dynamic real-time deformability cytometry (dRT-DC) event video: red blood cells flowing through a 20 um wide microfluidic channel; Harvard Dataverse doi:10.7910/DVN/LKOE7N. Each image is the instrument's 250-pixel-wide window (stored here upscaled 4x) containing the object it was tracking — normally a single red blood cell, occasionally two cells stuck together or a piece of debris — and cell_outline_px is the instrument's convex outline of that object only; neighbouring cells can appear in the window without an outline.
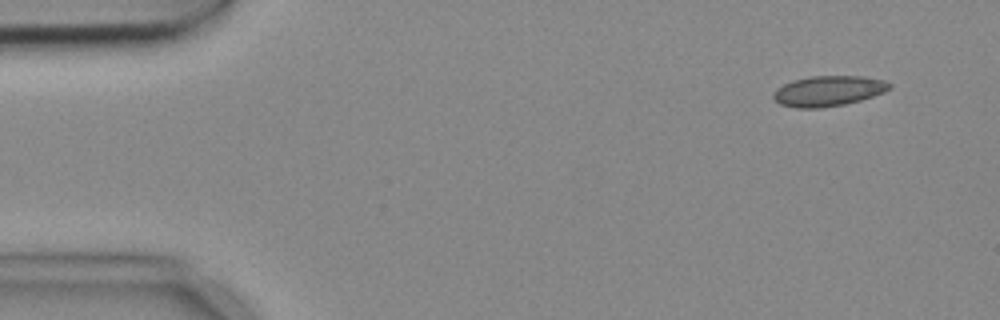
{"species": "common noctule bat (a hibernating species)", "species_latin": "Nyctalus noctula", "temperature_condition": "cold", "stored_images_in_passage": 4, "camera_frame_rate_fps": 3000, "um_per_image_px": 0.085, "animal": {"sex": "female", "body_mass_g": 18.4}, "frame": {"image": 1, "passage_image": 1, "time_ms": 0.0, "image_size_px": [1000, 320], "cell_outline_px": [[892, 88], [884, 92], [860, 100], [844, 104], [820, 108], [796, 108], [780, 104], [772, 96], [772, 92], [776, 88], [792, 80], [808, 76], [860, 76], [884, 80], [892, 84]], "centroid_in_image_um": [70.39, 7.73], "position_along_channel_um": 14.6, "area_um2": 20.63}}
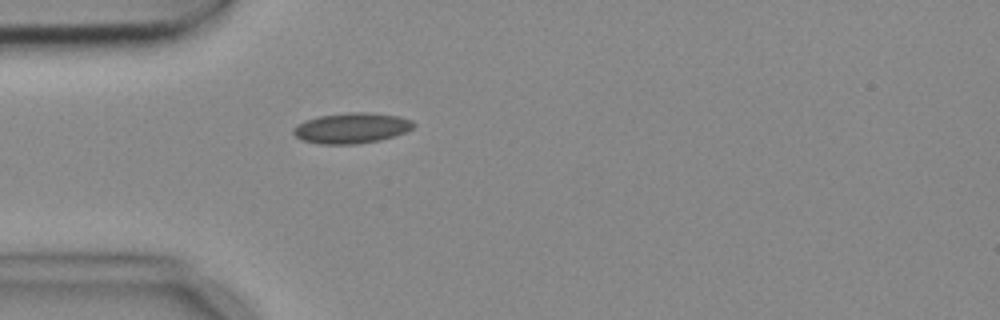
{"frame": {"image": 2, "passage_image": 4, "time_ms": 1.0, "image_size_px": [1000, 320], "cell_outline_px": [[416, 124], [412, 128], [404, 132], [380, 140], [356, 144], [320, 144], [304, 140], [296, 136], [292, 132], [292, 128], [304, 120], [320, 116], [348, 112], [368, 112], [400, 116], [412, 120]], "centroid_in_image_um": [29.88, 10.87], "position_along_channel_um": 55.1, "area_um2": 21.33}}